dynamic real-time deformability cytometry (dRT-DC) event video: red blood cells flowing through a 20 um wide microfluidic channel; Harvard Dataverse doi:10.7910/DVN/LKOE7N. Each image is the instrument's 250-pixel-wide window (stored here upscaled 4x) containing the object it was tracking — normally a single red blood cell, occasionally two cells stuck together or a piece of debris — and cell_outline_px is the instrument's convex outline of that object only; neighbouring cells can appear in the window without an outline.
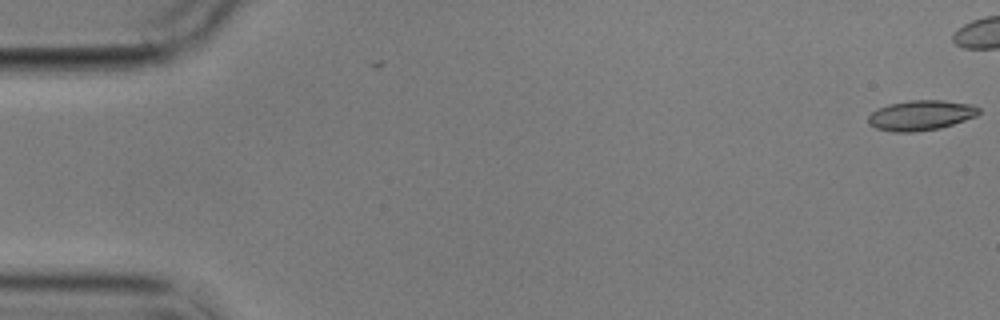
{"species": "common noctule bat (a hibernating species)", "species_latin": "Nyctalus noctula", "temperature_condition": "cold", "stored_images_in_passage": 2, "camera_frame_rate_fps": 3000, "um_per_image_px": 0.085, "animal": {"sex": "male", "body_mass_g": 17.9}, "frame": {"image": 1, "passage_image": 2, "time_ms": 1.0, "image_size_px": [1000, 320], "cell_outline_px": [[980, 112], [976, 116], [940, 128], [912, 132], [892, 132], [876, 128], [868, 124], [868, 116], [872, 112], [888, 104], [908, 100], [944, 100], [972, 104], [980, 108]], "centroid_in_image_um": [78.27, 9.79], "position_along_channel_um": 6.7, "area_um2": 19.42}}